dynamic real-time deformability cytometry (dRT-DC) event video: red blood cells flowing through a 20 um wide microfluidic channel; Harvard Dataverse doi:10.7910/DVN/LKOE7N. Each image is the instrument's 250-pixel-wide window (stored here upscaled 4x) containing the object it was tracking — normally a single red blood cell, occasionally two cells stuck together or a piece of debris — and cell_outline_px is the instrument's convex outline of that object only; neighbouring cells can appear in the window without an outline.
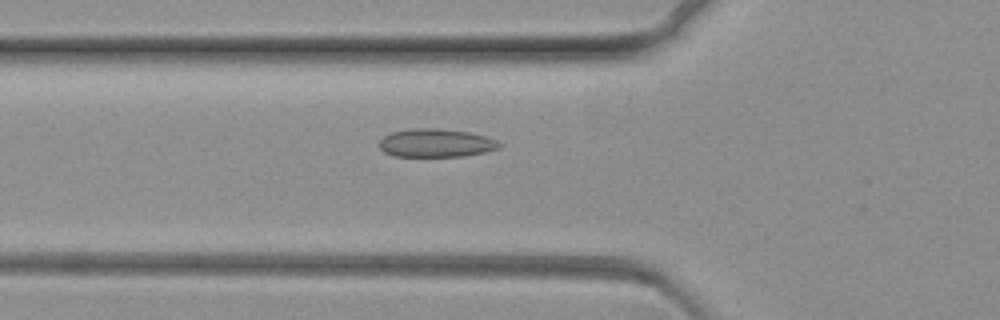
{"species": "common noctule bat (a hibernating species)", "species_latin": "Nyctalus noctula", "temperature_condition": "warm", "stored_images_in_passage": 72, "camera_frame_rate_fps": 3000, "um_per_image_px": 0.085, "animal": {"sex": "female", "body_mass_g": 19.3, "forearm_length_mm": 54.1}, "frame": {"image": 1, "passage_image": 26, "time_ms": 8.333, "image_size_px": [1000, 320], "cell_outline_px": [[500, 148], [484, 152], [464, 156], [392, 156], [384, 152], [380, 148], [380, 140], [384, 136], [392, 132], [412, 128], [440, 128], [468, 132], [484, 136], [496, 140], [500, 144]], "centroid_in_image_um": [37.04, 12.15], "position_along_channel_um": 88.8, "area_um2": 19.71}}
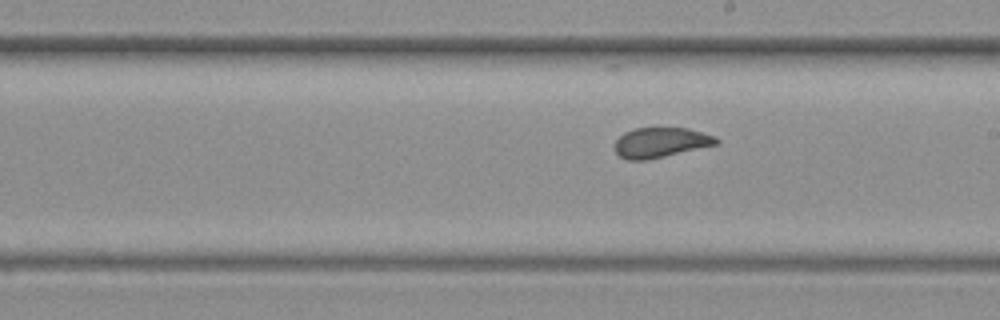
{"frame": {"image": 2, "passage_image": 41, "time_ms": 13.333, "image_size_px": [1000, 320], "cell_outline_px": [[720, 140], [716, 144], [648, 160], [628, 160], [620, 156], [612, 148], [616, 140], [624, 132], [636, 128], [688, 128], [716, 136]], "centroid_in_image_um": [56.12, 12.11], "position_along_channel_um": 232.9, "area_um2": 17.74}}
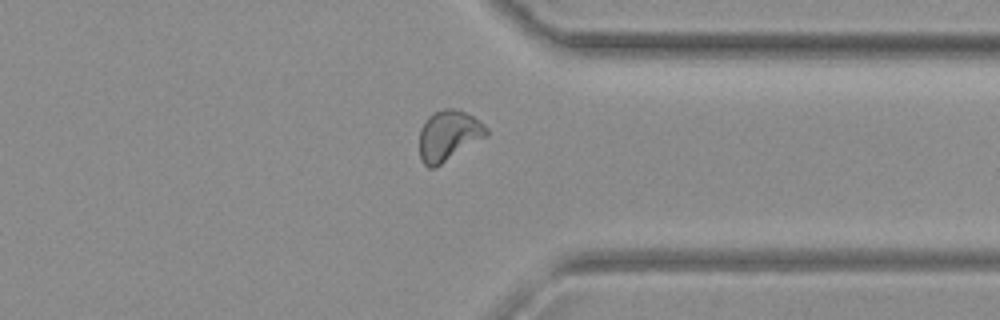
{"frame": {"image": 3, "passage_image": 56, "time_ms": 18.333, "image_size_px": [1000, 320], "cell_outline_px": [[488, 136], [436, 168], [428, 168], [420, 160], [420, 128], [428, 116], [432, 112], [444, 108], [456, 108], [480, 120], [488, 128]], "centroid_in_image_um": [38.14, 11.53], "position_along_channel_um": 373.3, "area_um2": 20.11}}